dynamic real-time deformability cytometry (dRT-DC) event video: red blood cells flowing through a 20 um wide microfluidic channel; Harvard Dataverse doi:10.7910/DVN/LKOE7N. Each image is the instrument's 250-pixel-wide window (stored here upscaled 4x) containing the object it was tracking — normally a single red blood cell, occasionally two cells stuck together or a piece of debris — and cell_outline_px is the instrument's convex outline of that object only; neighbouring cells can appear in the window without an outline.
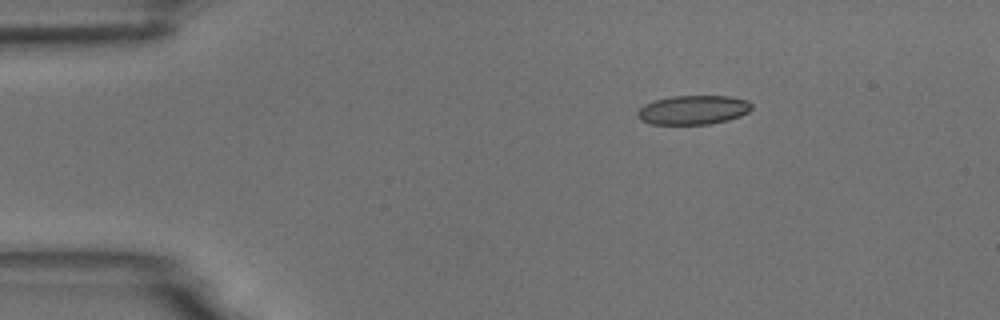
{"species": "common noctule bat (a hibernating species)", "species_latin": "Nyctalus noctula", "temperature_condition": "room temperature", "stored_images_in_passage": 4, "camera_frame_rate_fps": 3000, "um_per_image_px": 0.085, "animal": {"sex": "male", "body_mass_g": 18.8}, "frame": {"image": 1, "passage_image": 2, "time_ms": 2.0, "image_size_px": [1000, 320], "cell_outline_px": [[752, 108], [748, 112], [740, 116], [728, 120], [708, 124], [652, 124], [640, 120], [636, 116], [636, 112], [644, 104], [652, 100], [672, 96], [728, 96], [748, 100], [752, 104]], "centroid_in_image_um": [58.9, 9.34], "position_along_channel_um": 26.1, "area_um2": 19.54}}